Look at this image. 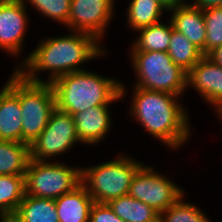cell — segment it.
<instances>
[{
  "label": "cell",
  "instance_id": "cell-1",
  "mask_svg": "<svg viewBox=\"0 0 222 222\" xmlns=\"http://www.w3.org/2000/svg\"><path fill=\"white\" fill-rule=\"evenodd\" d=\"M40 41L15 67L31 82L51 83L64 74L85 70L82 64L102 58L107 51L98 38L82 32L71 31L63 36L43 37ZM43 71L49 72L45 81L39 76Z\"/></svg>",
  "mask_w": 222,
  "mask_h": 222
},
{
  "label": "cell",
  "instance_id": "cell-2",
  "mask_svg": "<svg viewBox=\"0 0 222 222\" xmlns=\"http://www.w3.org/2000/svg\"><path fill=\"white\" fill-rule=\"evenodd\" d=\"M128 113L169 149H180L191 136L190 116L180 96L133 86ZM182 145V146H181Z\"/></svg>",
  "mask_w": 222,
  "mask_h": 222
},
{
  "label": "cell",
  "instance_id": "cell-10",
  "mask_svg": "<svg viewBox=\"0 0 222 222\" xmlns=\"http://www.w3.org/2000/svg\"><path fill=\"white\" fill-rule=\"evenodd\" d=\"M116 0H71L66 27L70 31L88 33L100 41L115 15Z\"/></svg>",
  "mask_w": 222,
  "mask_h": 222
},
{
  "label": "cell",
  "instance_id": "cell-14",
  "mask_svg": "<svg viewBox=\"0 0 222 222\" xmlns=\"http://www.w3.org/2000/svg\"><path fill=\"white\" fill-rule=\"evenodd\" d=\"M109 105L90 107L73 114L77 136L83 145H96L109 134L112 127Z\"/></svg>",
  "mask_w": 222,
  "mask_h": 222
},
{
  "label": "cell",
  "instance_id": "cell-30",
  "mask_svg": "<svg viewBox=\"0 0 222 222\" xmlns=\"http://www.w3.org/2000/svg\"><path fill=\"white\" fill-rule=\"evenodd\" d=\"M157 1L166 10V12L175 9L177 6L183 4L180 0H157Z\"/></svg>",
  "mask_w": 222,
  "mask_h": 222
},
{
  "label": "cell",
  "instance_id": "cell-20",
  "mask_svg": "<svg viewBox=\"0 0 222 222\" xmlns=\"http://www.w3.org/2000/svg\"><path fill=\"white\" fill-rule=\"evenodd\" d=\"M168 20L166 24L162 20L137 30L136 32H139L140 35L132 42L130 51L168 52L171 37V21Z\"/></svg>",
  "mask_w": 222,
  "mask_h": 222
},
{
  "label": "cell",
  "instance_id": "cell-19",
  "mask_svg": "<svg viewBox=\"0 0 222 222\" xmlns=\"http://www.w3.org/2000/svg\"><path fill=\"white\" fill-rule=\"evenodd\" d=\"M30 161V145L0 141V175H25Z\"/></svg>",
  "mask_w": 222,
  "mask_h": 222
},
{
  "label": "cell",
  "instance_id": "cell-21",
  "mask_svg": "<svg viewBox=\"0 0 222 222\" xmlns=\"http://www.w3.org/2000/svg\"><path fill=\"white\" fill-rule=\"evenodd\" d=\"M108 205L125 222H159V213L129 195L111 200Z\"/></svg>",
  "mask_w": 222,
  "mask_h": 222
},
{
  "label": "cell",
  "instance_id": "cell-15",
  "mask_svg": "<svg viewBox=\"0 0 222 222\" xmlns=\"http://www.w3.org/2000/svg\"><path fill=\"white\" fill-rule=\"evenodd\" d=\"M173 28L185 35L205 55L206 28L203 9L193 4H182L172 9Z\"/></svg>",
  "mask_w": 222,
  "mask_h": 222
},
{
  "label": "cell",
  "instance_id": "cell-32",
  "mask_svg": "<svg viewBox=\"0 0 222 222\" xmlns=\"http://www.w3.org/2000/svg\"><path fill=\"white\" fill-rule=\"evenodd\" d=\"M8 85H9V78L7 79V81H6V83L4 84V86L1 87L2 89L0 90V95H1L2 91H3Z\"/></svg>",
  "mask_w": 222,
  "mask_h": 222
},
{
  "label": "cell",
  "instance_id": "cell-17",
  "mask_svg": "<svg viewBox=\"0 0 222 222\" xmlns=\"http://www.w3.org/2000/svg\"><path fill=\"white\" fill-rule=\"evenodd\" d=\"M7 222H59L55 200L25 194Z\"/></svg>",
  "mask_w": 222,
  "mask_h": 222
},
{
  "label": "cell",
  "instance_id": "cell-26",
  "mask_svg": "<svg viewBox=\"0 0 222 222\" xmlns=\"http://www.w3.org/2000/svg\"><path fill=\"white\" fill-rule=\"evenodd\" d=\"M206 41L205 55L222 45V6L203 9Z\"/></svg>",
  "mask_w": 222,
  "mask_h": 222
},
{
  "label": "cell",
  "instance_id": "cell-3",
  "mask_svg": "<svg viewBox=\"0 0 222 222\" xmlns=\"http://www.w3.org/2000/svg\"><path fill=\"white\" fill-rule=\"evenodd\" d=\"M56 108L73 115L90 107L110 105L126 94L118 79L81 70L64 74L51 82Z\"/></svg>",
  "mask_w": 222,
  "mask_h": 222
},
{
  "label": "cell",
  "instance_id": "cell-8",
  "mask_svg": "<svg viewBox=\"0 0 222 222\" xmlns=\"http://www.w3.org/2000/svg\"><path fill=\"white\" fill-rule=\"evenodd\" d=\"M82 144L77 136L73 116L57 108L53 110L45 129L30 145V159L52 161L71 147Z\"/></svg>",
  "mask_w": 222,
  "mask_h": 222
},
{
  "label": "cell",
  "instance_id": "cell-5",
  "mask_svg": "<svg viewBox=\"0 0 222 222\" xmlns=\"http://www.w3.org/2000/svg\"><path fill=\"white\" fill-rule=\"evenodd\" d=\"M136 79L133 86L181 96L187 88V72L167 52L130 51Z\"/></svg>",
  "mask_w": 222,
  "mask_h": 222
},
{
  "label": "cell",
  "instance_id": "cell-6",
  "mask_svg": "<svg viewBox=\"0 0 222 222\" xmlns=\"http://www.w3.org/2000/svg\"><path fill=\"white\" fill-rule=\"evenodd\" d=\"M80 184L81 166L30 159L25 172V194L30 196L55 200Z\"/></svg>",
  "mask_w": 222,
  "mask_h": 222
},
{
  "label": "cell",
  "instance_id": "cell-27",
  "mask_svg": "<svg viewBox=\"0 0 222 222\" xmlns=\"http://www.w3.org/2000/svg\"><path fill=\"white\" fill-rule=\"evenodd\" d=\"M89 222H125L118 217L108 203H97L91 207Z\"/></svg>",
  "mask_w": 222,
  "mask_h": 222
},
{
  "label": "cell",
  "instance_id": "cell-4",
  "mask_svg": "<svg viewBox=\"0 0 222 222\" xmlns=\"http://www.w3.org/2000/svg\"><path fill=\"white\" fill-rule=\"evenodd\" d=\"M143 162L123 154L98 165L81 166V184L94 202L109 203L111 200L128 195L132 178Z\"/></svg>",
  "mask_w": 222,
  "mask_h": 222
},
{
  "label": "cell",
  "instance_id": "cell-25",
  "mask_svg": "<svg viewBox=\"0 0 222 222\" xmlns=\"http://www.w3.org/2000/svg\"><path fill=\"white\" fill-rule=\"evenodd\" d=\"M23 2L26 5L29 3L42 16L58 22L64 27L68 23L71 0H23Z\"/></svg>",
  "mask_w": 222,
  "mask_h": 222
},
{
  "label": "cell",
  "instance_id": "cell-31",
  "mask_svg": "<svg viewBox=\"0 0 222 222\" xmlns=\"http://www.w3.org/2000/svg\"><path fill=\"white\" fill-rule=\"evenodd\" d=\"M216 114L219 116L218 118L221 120L222 122V106H220L216 111ZM222 131V130H221Z\"/></svg>",
  "mask_w": 222,
  "mask_h": 222
},
{
  "label": "cell",
  "instance_id": "cell-11",
  "mask_svg": "<svg viewBox=\"0 0 222 222\" xmlns=\"http://www.w3.org/2000/svg\"><path fill=\"white\" fill-rule=\"evenodd\" d=\"M26 7L23 0H0V50L16 58L22 54L28 31Z\"/></svg>",
  "mask_w": 222,
  "mask_h": 222
},
{
  "label": "cell",
  "instance_id": "cell-7",
  "mask_svg": "<svg viewBox=\"0 0 222 222\" xmlns=\"http://www.w3.org/2000/svg\"><path fill=\"white\" fill-rule=\"evenodd\" d=\"M22 143L31 145L48 124L56 108L51 83L31 82L19 73Z\"/></svg>",
  "mask_w": 222,
  "mask_h": 222
},
{
  "label": "cell",
  "instance_id": "cell-28",
  "mask_svg": "<svg viewBox=\"0 0 222 222\" xmlns=\"http://www.w3.org/2000/svg\"><path fill=\"white\" fill-rule=\"evenodd\" d=\"M193 5L202 9L222 6V0H194Z\"/></svg>",
  "mask_w": 222,
  "mask_h": 222
},
{
  "label": "cell",
  "instance_id": "cell-18",
  "mask_svg": "<svg viewBox=\"0 0 222 222\" xmlns=\"http://www.w3.org/2000/svg\"><path fill=\"white\" fill-rule=\"evenodd\" d=\"M25 196V175H0V222H7Z\"/></svg>",
  "mask_w": 222,
  "mask_h": 222
},
{
  "label": "cell",
  "instance_id": "cell-16",
  "mask_svg": "<svg viewBox=\"0 0 222 222\" xmlns=\"http://www.w3.org/2000/svg\"><path fill=\"white\" fill-rule=\"evenodd\" d=\"M59 222H89L94 200L80 184L73 191L55 199Z\"/></svg>",
  "mask_w": 222,
  "mask_h": 222
},
{
  "label": "cell",
  "instance_id": "cell-24",
  "mask_svg": "<svg viewBox=\"0 0 222 222\" xmlns=\"http://www.w3.org/2000/svg\"><path fill=\"white\" fill-rule=\"evenodd\" d=\"M181 196L175 203L159 214V222H212L195 203L186 202Z\"/></svg>",
  "mask_w": 222,
  "mask_h": 222
},
{
  "label": "cell",
  "instance_id": "cell-33",
  "mask_svg": "<svg viewBox=\"0 0 222 222\" xmlns=\"http://www.w3.org/2000/svg\"><path fill=\"white\" fill-rule=\"evenodd\" d=\"M183 4H193V2H194V0H190V1H188V0H180Z\"/></svg>",
  "mask_w": 222,
  "mask_h": 222
},
{
  "label": "cell",
  "instance_id": "cell-12",
  "mask_svg": "<svg viewBox=\"0 0 222 222\" xmlns=\"http://www.w3.org/2000/svg\"><path fill=\"white\" fill-rule=\"evenodd\" d=\"M192 87L214 111L222 106V67L204 55L187 73V88Z\"/></svg>",
  "mask_w": 222,
  "mask_h": 222
},
{
  "label": "cell",
  "instance_id": "cell-23",
  "mask_svg": "<svg viewBox=\"0 0 222 222\" xmlns=\"http://www.w3.org/2000/svg\"><path fill=\"white\" fill-rule=\"evenodd\" d=\"M167 53L172 61L187 73L204 56L202 51L191 43L185 35L173 28L172 23Z\"/></svg>",
  "mask_w": 222,
  "mask_h": 222
},
{
  "label": "cell",
  "instance_id": "cell-22",
  "mask_svg": "<svg viewBox=\"0 0 222 222\" xmlns=\"http://www.w3.org/2000/svg\"><path fill=\"white\" fill-rule=\"evenodd\" d=\"M126 23L135 32L160 22L166 10L157 0H131L127 6Z\"/></svg>",
  "mask_w": 222,
  "mask_h": 222
},
{
  "label": "cell",
  "instance_id": "cell-13",
  "mask_svg": "<svg viewBox=\"0 0 222 222\" xmlns=\"http://www.w3.org/2000/svg\"><path fill=\"white\" fill-rule=\"evenodd\" d=\"M19 103V72L14 68L9 85L0 95V141L22 143V119Z\"/></svg>",
  "mask_w": 222,
  "mask_h": 222
},
{
  "label": "cell",
  "instance_id": "cell-9",
  "mask_svg": "<svg viewBox=\"0 0 222 222\" xmlns=\"http://www.w3.org/2000/svg\"><path fill=\"white\" fill-rule=\"evenodd\" d=\"M155 169L143 164L132 178L128 195L146 203L160 214L185 195V192Z\"/></svg>",
  "mask_w": 222,
  "mask_h": 222
},
{
  "label": "cell",
  "instance_id": "cell-29",
  "mask_svg": "<svg viewBox=\"0 0 222 222\" xmlns=\"http://www.w3.org/2000/svg\"><path fill=\"white\" fill-rule=\"evenodd\" d=\"M206 56H208L214 63L222 67V45L214 48Z\"/></svg>",
  "mask_w": 222,
  "mask_h": 222
}]
</instances>
